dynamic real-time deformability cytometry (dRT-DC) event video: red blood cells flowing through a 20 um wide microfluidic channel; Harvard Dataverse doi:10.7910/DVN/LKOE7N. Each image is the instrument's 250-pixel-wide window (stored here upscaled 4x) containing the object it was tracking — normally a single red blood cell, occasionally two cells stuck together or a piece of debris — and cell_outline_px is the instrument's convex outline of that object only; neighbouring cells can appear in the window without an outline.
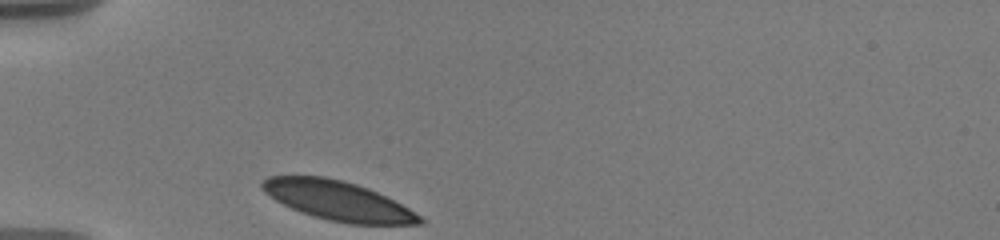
{"species": "human", "species_latin": "Homo sapiens", "temperature_condition": "warm", "stored_images_in_passage": 16, "camera_frame_rate_fps": 3000, "um_per_image_px": 0.085, "donor": {"sex": "male"}, "frame": {"image": 1, "passage_image": 1, "time_ms": 0.0, "image_size_px": [1000, 240], "cell_outline_px": [[424, 224], [348, 224], [328, 220], [312, 216], [300, 212], [276, 200], [264, 192], [260, 188], [260, 184], [268, 176], [324, 176], [356, 184], [368, 188], [408, 208], [420, 216], [424, 220]], "centroid_in_image_um": [28.69, 17.06], "position_along_channel_um": 56.3, "area_um2": 35.78}}
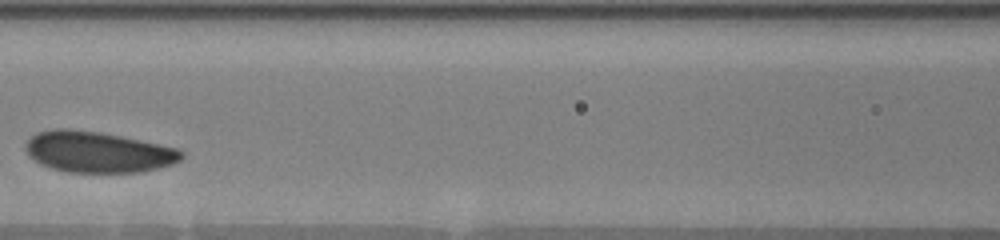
{"frame": {"image": 2, "passage_image": 6, "time_ms": 3.333, "image_size_px": [1000, 240], "cell_outline_px": [[184, 156], [180, 160], [172, 164], [140, 172], [68, 172], [52, 168], [40, 164], [28, 156], [28, 140], [36, 132], [52, 128], [68, 128], [100, 132], [120, 136], [176, 148], [184, 152]], "centroid_in_image_um": [8.31, 12.91], "position_along_channel_um": 158.3, "area_um2": 36.93}}
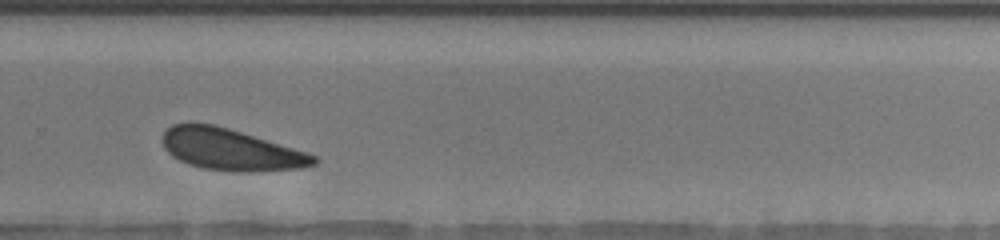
{"frame": {"image": 3, "passage_image": 13, "time_ms": 7.667, "image_size_px": [1000, 240], "cell_outline_px": [[320, 160], [316, 164], [304, 168], [252, 172], [232, 172], [204, 168], [188, 164], [172, 156], [164, 148], [160, 140], [164, 132], [172, 124], [188, 120], [192, 120], [216, 124], [308, 152], [316, 156]], "centroid_in_image_um": [19.59, 12.69], "position_along_channel_um": 310.2, "area_um2": 37.57}, "authors_computed_cell_mechanics": {"area_um2": 37.0787, "velocity_mm_per_s": 3.517, "shape_relaxation_time_tau1_ms": 1.1443, "shape_relaxation_time_tau2_ms": null, "deformation_change_tau1": 0.0569, "deformation_change_tau2": null}}